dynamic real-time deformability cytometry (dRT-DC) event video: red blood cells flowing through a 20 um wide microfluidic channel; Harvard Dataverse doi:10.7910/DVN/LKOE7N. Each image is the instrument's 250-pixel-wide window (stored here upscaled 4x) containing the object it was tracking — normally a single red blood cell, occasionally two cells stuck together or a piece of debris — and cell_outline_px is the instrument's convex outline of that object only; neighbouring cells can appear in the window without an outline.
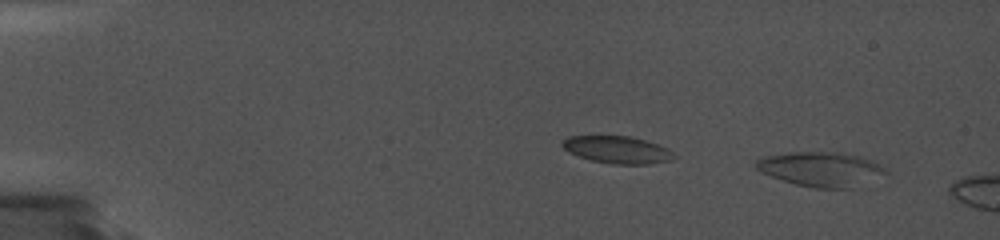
{"species": "common noctule bat (a hibernating species)", "species_latin": "Nyctalus noctula", "temperature_condition": "cold", "stored_images_in_passage": 9, "camera_frame_rate_fps": 5000, "um_per_image_px": 0.085, "animal": {"sex": "female", "body_mass_g": 19.0, "forearm_length_mm": 56.7}, "frame": {"image": 1, "passage_image": 4, "time_ms": 1.0, "image_size_px": [1000, 240], "cell_outline_px": [[888, 172], [852, 188], [812, 188], [796, 184], [772, 176], [756, 168], [756, 160], [764, 156], [788, 152], [840, 152], [860, 156], [884, 168]], "centroid_in_image_um": [69.74, 14.37], "position_along_channel_um": 15.3, "area_um2": 25.55}}